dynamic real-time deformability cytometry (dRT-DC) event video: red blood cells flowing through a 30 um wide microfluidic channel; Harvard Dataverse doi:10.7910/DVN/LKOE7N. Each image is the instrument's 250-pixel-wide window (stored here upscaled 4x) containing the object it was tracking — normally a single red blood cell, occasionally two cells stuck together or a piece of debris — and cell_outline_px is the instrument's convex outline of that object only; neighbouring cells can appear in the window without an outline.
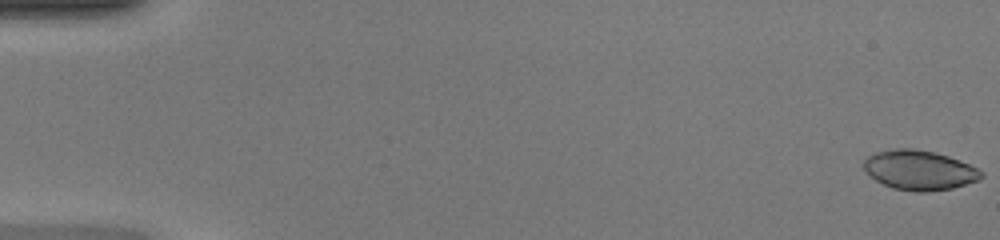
{"species": "common noctule bat (a hibernating species)", "species_latin": "Nyctalus noctula", "temperature_condition": "warm", "stored_images_in_passage": 8, "camera_frame_rate_fps": 3000, "um_per_image_px": 0.085, "animal": {"sex": "female", "body_mass_g": 20.0, "forearm_length_mm": 54.0}, "frame": {"image": 1, "passage_image": 1, "time_ms": 0.0, "image_size_px": [1000, 240], "cell_outline_px": [[984, 176], [980, 180], [952, 188], [924, 192], [916, 192], [892, 188], [876, 180], [864, 168], [864, 160], [868, 156], [876, 152], [896, 148], [912, 148], [936, 152], [960, 160], [984, 172]], "centroid_in_image_um": [78.18, 14.46], "position_along_channel_um": 6.8, "area_um2": 27.11}}